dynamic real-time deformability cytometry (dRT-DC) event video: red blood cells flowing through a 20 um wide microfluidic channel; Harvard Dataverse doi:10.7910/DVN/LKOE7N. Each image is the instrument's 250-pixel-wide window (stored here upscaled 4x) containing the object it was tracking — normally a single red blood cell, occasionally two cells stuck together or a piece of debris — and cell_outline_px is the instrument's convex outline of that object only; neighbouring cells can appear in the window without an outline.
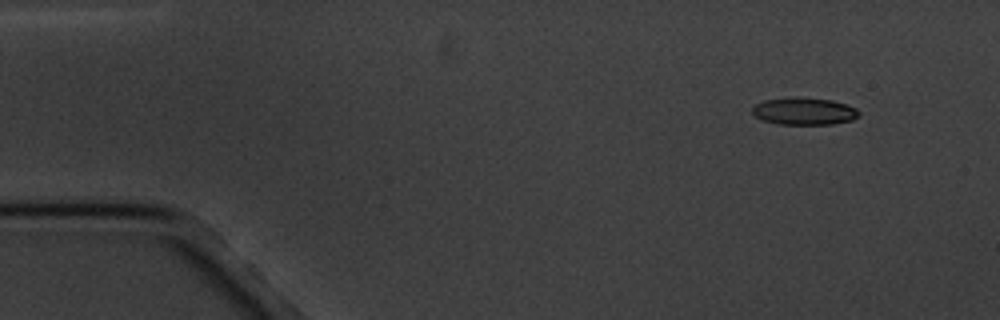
{"species": "common noctule bat (a hibernating species)", "species_latin": "Nyctalus noctula", "temperature_condition": "cold", "stored_images_in_passage": 4, "camera_frame_rate_fps": 3000, "um_per_image_px": 0.085, "animal": {"sex": "male", "body_mass_g": 20.1, "forearm_length_mm": 53.5}, "frame": {"image": 1, "passage_image": 1, "time_ms": 0.0, "image_size_px": [1000, 320], "cell_outline_px": [[860, 116], [852, 120], [832, 124], [776, 124], [764, 120], [756, 116], [752, 112], [752, 108], [756, 104], [764, 100], [792, 96], [796, 96], [832, 100], [856, 108], [860, 112]], "centroid_in_image_um": [68.36, 9.44], "position_along_channel_um": 16.6, "area_um2": 17.05}}
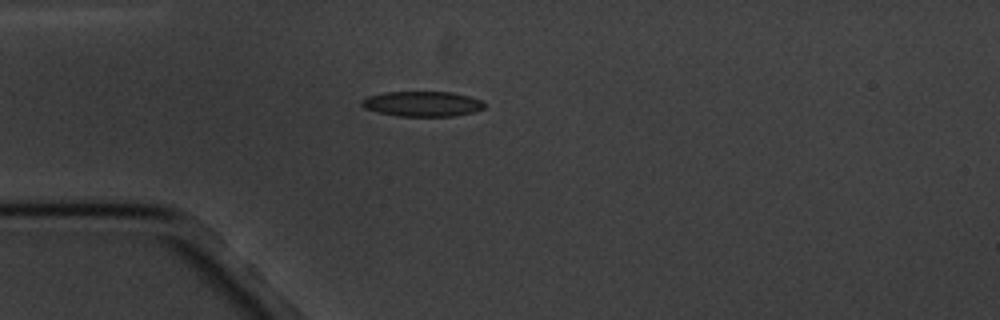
{"frame": {"image": 2, "passage_image": 4, "time_ms": 3.333, "image_size_px": [1000, 320], "cell_outline_px": [[484, 108], [476, 112], [452, 116], [396, 116], [376, 112], [364, 108], [360, 104], [360, 100], [368, 96], [384, 92], [452, 92], [484, 100]], "centroid_in_image_um": [35.89, 8.83], "position_along_channel_um": 49.1, "area_um2": 18.21}}